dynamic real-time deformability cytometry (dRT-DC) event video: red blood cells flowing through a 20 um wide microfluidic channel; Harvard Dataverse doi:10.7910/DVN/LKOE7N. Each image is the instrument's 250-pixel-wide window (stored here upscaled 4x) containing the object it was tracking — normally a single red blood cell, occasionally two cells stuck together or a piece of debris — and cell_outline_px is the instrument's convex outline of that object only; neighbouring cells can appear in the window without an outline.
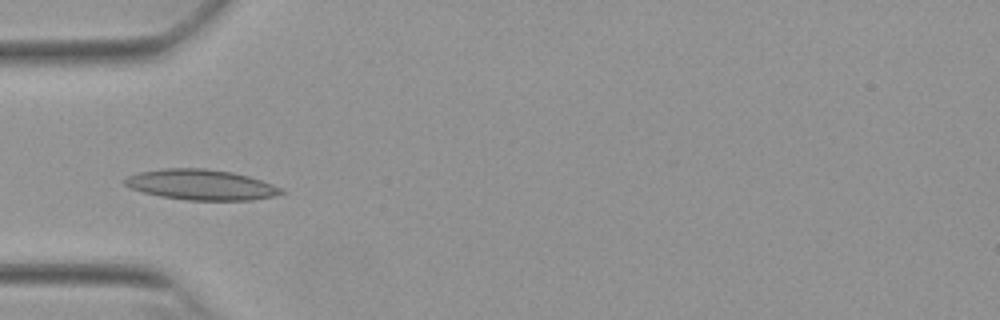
{"species": "Egyptian fruit bat (a non-hibernating species)", "species_latin": "Rousettus aegyptiacus", "temperature_condition": "warm", "stored_images_in_passage": 30, "camera_frame_rate_fps": 3000, "um_per_image_px": 0.085, "animal": {"sex": "female"}, "frame": {"image": 1, "passage_image": 2, "time_ms": 0.333, "image_size_px": [1000, 320], "cell_outline_px": [[284, 192], [272, 196], [252, 200], [188, 200], [160, 196], [128, 188], [124, 184], [124, 180], [128, 176], [140, 172], [164, 168], [204, 168], [232, 172], [248, 176], [284, 188]], "centroid_in_image_um": [17.08, 15.7], "position_along_channel_um": 67.9, "area_um2": 27.63}}
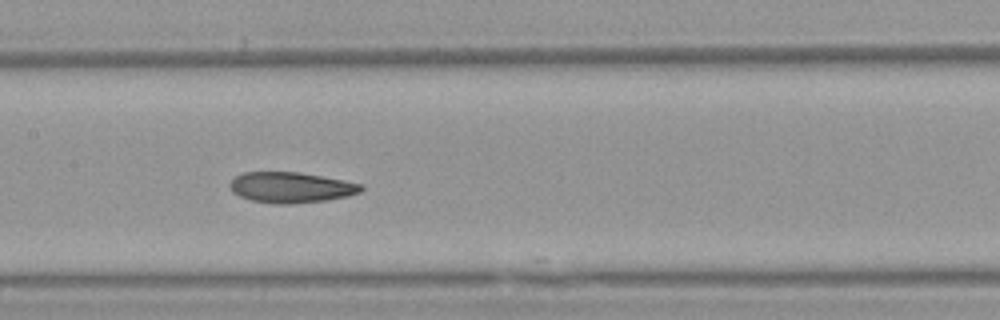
{"frame": {"image": 2, "passage_image": 11, "time_ms": 3.333, "image_size_px": [1000, 320], "cell_outline_px": [[364, 188], [360, 192], [348, 196], [324, 200], [292, 204], [276, 204], [252, 200], [240, 196], [232, 192], [228, 184], [236, 176], [244, 172], [296, 172], [344, 180], [364, 184]], "centroid_in_image_um": [24.74, 15.93], "position_along_channel_um": 182.7, "area_um2": 23.35}}
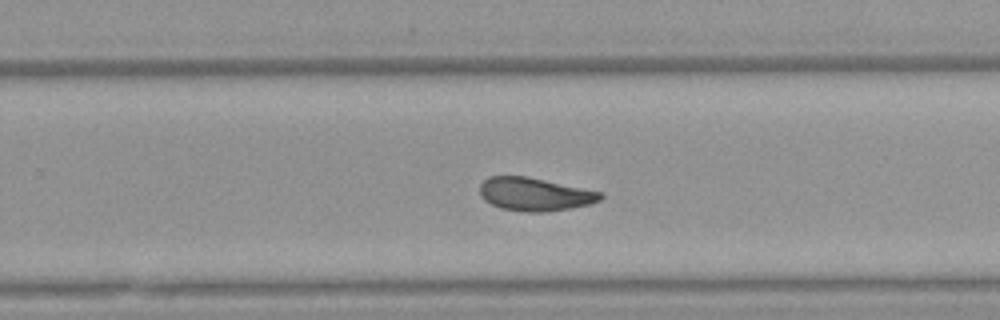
{"frame": {"image": 3, "passage_image": 19, "time_ms": 6.0, "image_size_px": [1000, 320], "cell_outline_px": [[604, 196], [600, 200], [592, 204], [544, 212], [524, 212], [500, 208], [484, 200], [480, 196], [480, 184], [488, 176], [528, 176], [604, 192]], "centroid_in_image_um": [45.47, 16.5], "position_along_channel_um": 284.3, "area_um2": 23.58}, "authors_computed_cell_mechanics": {"area_um2": 23.5824, "velocity_mm_per_s": 3.8353, "shape_relaxation_time_tau1_ms": null, "shape_relaxation_time_tau2_ms": 3.4194, "deformation_change_tau1": null, "deformation_change_tau2": 0.0975}}